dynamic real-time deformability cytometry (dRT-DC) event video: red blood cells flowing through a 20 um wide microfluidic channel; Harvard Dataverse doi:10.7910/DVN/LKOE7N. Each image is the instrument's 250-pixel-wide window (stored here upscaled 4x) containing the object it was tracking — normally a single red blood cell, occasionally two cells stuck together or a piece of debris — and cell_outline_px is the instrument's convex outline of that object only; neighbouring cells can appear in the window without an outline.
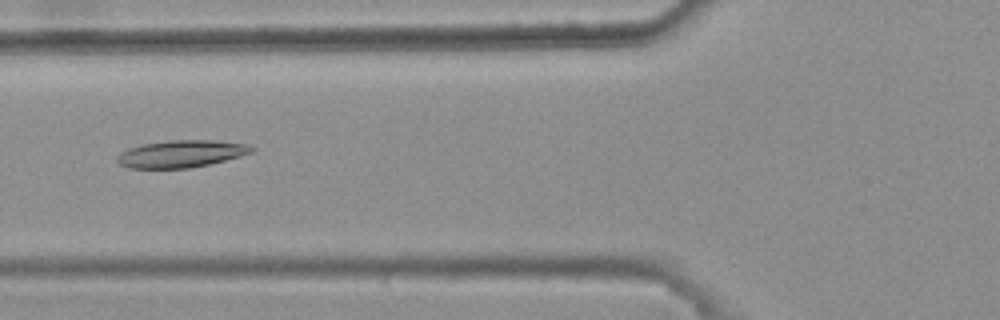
{"species": "common noctule bat (a hibernating species)", "species_latin": "Nyctalus noctula", "temperature_condition": "warm", "stored_images_in_passage": 47, "camera_frame_rate_fps": 3000, "um_per_image_px": 0.085, "animal": {"sex": "female", "body_mass_g": 25.1}, "frame": {"image": 1, "passage_image": 21, "time_ms": 6.667, "image_size_px": [1000, 320], "cell_outline_px": [[256, 148], [252, 152], [224, 160], [208, 164], [188, 168], [132, 168], [120, 164], [116, 160], [124, 152], [132, 148], [144, 144], [168, 140], [212, 140], [248, 144]], "centroid_in_image_um": [15.46, 13.07], "position_along_channel_um": 110.3, "area_um2": 20.81}}
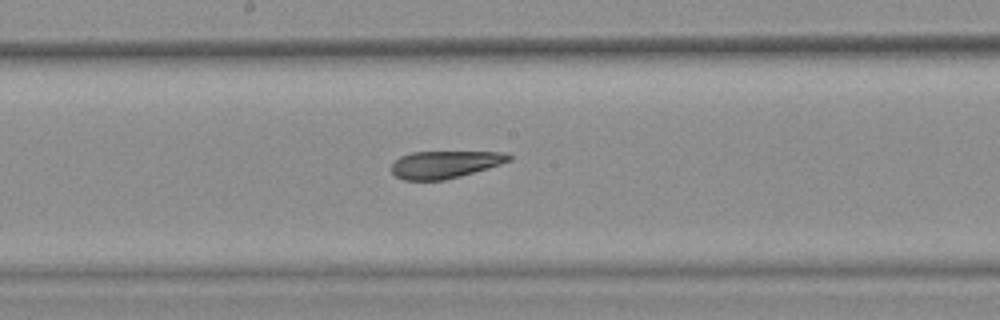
{"frame": {"image": 2, "passage_image": 29, "time_ms": 9.333, "image_size_px": [1000, 320], "cell_outline_px": [[512, 160], [488, 168], [460, 176], [444, 180], [404, 180], [396, 176], [392, 172], [392, 164], [400, 156], [412, 152], [500, 152], [512, 156]], "centroid_in_image_um": [37.8, 13.98], "position_along_channel_um": 210.4, "area_um2": 18.55}}
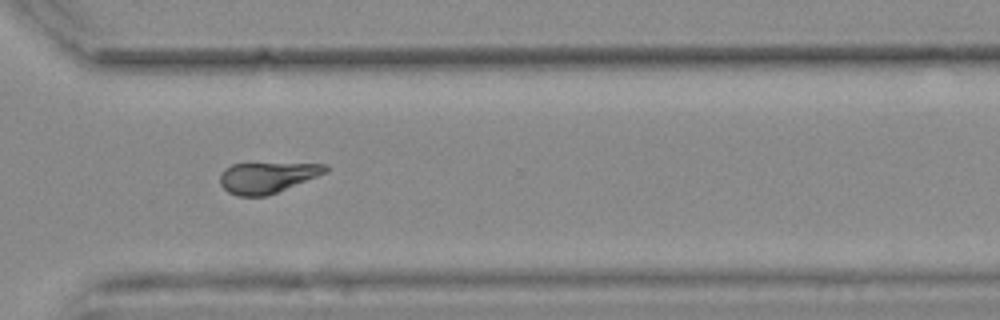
{"frame": {"image": 3, "passage_image": 40, "time_ms": 13.0, "image_size_px": [1000, 320], "cell_outline_px": [[328, 172], [268, 196], [236, 196], [228, 192], [220, 184], [220, 172], [224, 168], [232, 164], [328, 164]], "centroid_in_image_um": [22.69, 15.1], "position_along_channel_um": 347.9, "area_um2": 18.9}, "authors_computed_cell_mechanics": {"area_um2": 20.0566, "velocity_mm_per_s": 3.749, "shape_relaxation_time_tau1_ms": null, "shape_relaxation_time_tau2_ms": 3.1555, "deformation_change_tau1": null, "deformation_change_tau2": 0.1237}}